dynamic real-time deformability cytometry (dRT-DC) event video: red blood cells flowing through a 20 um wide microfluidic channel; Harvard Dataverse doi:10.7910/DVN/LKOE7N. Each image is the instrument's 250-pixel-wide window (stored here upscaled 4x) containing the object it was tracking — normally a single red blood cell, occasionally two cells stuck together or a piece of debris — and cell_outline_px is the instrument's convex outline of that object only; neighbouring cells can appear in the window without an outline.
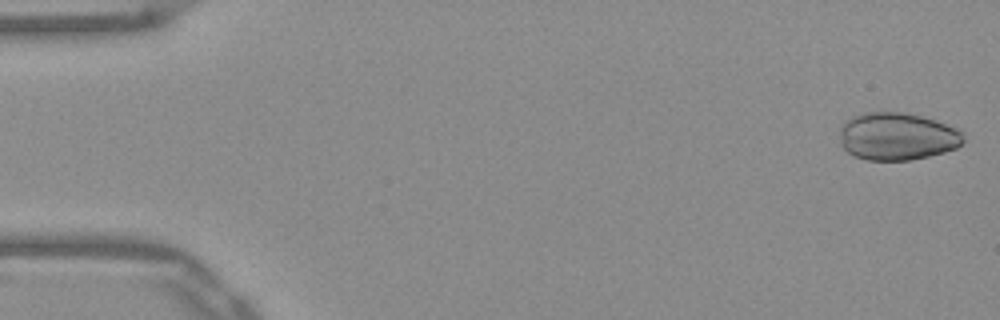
{"species": "Egyptian fruit bat (a non-hibernating species)", "species_latin": "Rousettus aegyptiacus", "temperature_condition": "warm", "stored_images_in_passage": 51, "camera_frame_rate_fps": 3000, "um_per_image_px": 0.085, "frame": {"image": 1, "passage_image": 1, "time_ms": 0.0, "image_size_px": [1000, 320], "cell_outline_px": [[964, 140], [956, 148], [944, 152], [928, 156], [908, 160], [868, 160], [856, 156], [848, 152], [840, 144], [840, 128], [844, 120], [852, 116], [868, 112], [904, 112], [936, 120], [956, 128], [964, 132]], "centroid_in_image_um": [76.25, 11.58], "position_along_channel_um": 8.8, "area_um2": 34.39}}
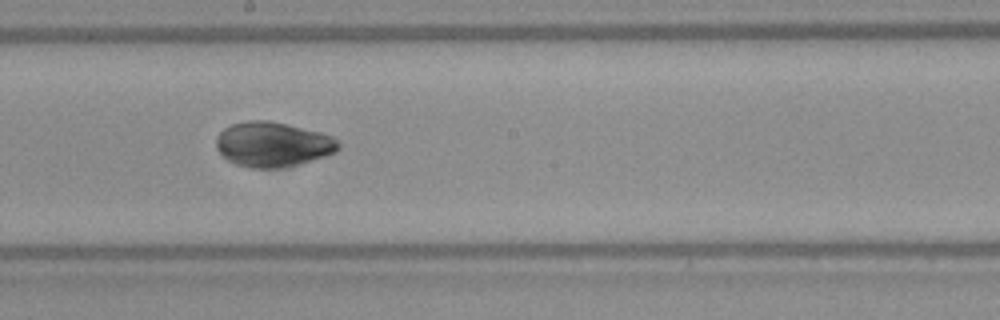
{"frame": {"image": 2, "passage_image": 28, "time_ms": 9.0, "image_size_px": [1000, 320], "cell_outline_px": [[340, 148], [336, 152], [312, 160], [280, 168], [248, 168], [236, 164], [228, 160], [216, 148], [216, 140], [220, 132], [224, 128], [232, 124], [244, 120], [272, 120], [320, 132], [332, 136], [340, 144]], "centroid_in_image_um": [23.18, 12.26], "position_along_channel_um": 225.0, "area_um2": 32.02}}
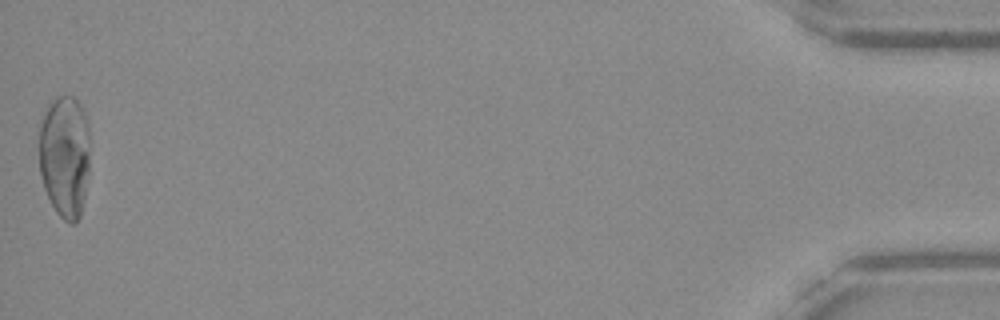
{"frame": {"image": 3, "passage_image": 51, "time_ms": 16.667, "image_size_px": [1000, 320], "cell_outline_px": [[88, 172], [84, 196], [80, 216], [76, 224], [72, 224], [64, 220], [56, 212], [44, 188], [40, 172], [40, 124], [52, 100], [56, 96], [72, 96], [80, 104], [88, 120]], "centroid_in_image_um": [5.51, 13.28], "position_along_channel_um": 429.7, "area_um2": 36.07}}